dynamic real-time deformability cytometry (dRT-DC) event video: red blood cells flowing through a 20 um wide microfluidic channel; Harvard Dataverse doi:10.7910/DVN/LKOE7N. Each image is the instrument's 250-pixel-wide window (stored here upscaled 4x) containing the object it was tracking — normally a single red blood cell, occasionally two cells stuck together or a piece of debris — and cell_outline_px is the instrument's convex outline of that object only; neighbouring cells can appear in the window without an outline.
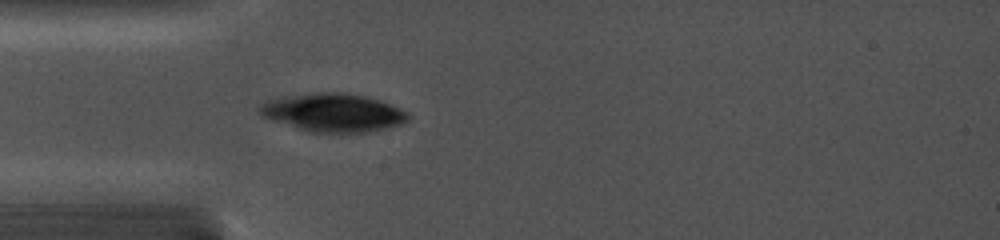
{"species": "common noctule bat (a hibernating species)", "species_latin": "Nyctalus noctula", "temperature_condition": "cold", "stored_images_in_passage": 18, "camera_frame_rate_fps": 5000, "um_per_image_px": 0.085, "animal": {"sex": "female", "body_mass_g": 19.0, "forearm_length_mm": 56.7}, "frame": {"image": 1, "passage_image": 3, "time_ms": 1.6, "image_size_px": [1000, 240], "cell_outline_px": [[408, 120], [404, 124], [388, 128], [368, 132], [308, 132], [272, 120], [264, 116], [256, 108], [260, 104], [268, 100], [280, 96], [316, 92], [344, 92], [384, 100], [408, 112]], "centroid_in_image_um": [28.34, 9.56], "position_along_channel_um": 56.7, "area_um2": 33.52}}
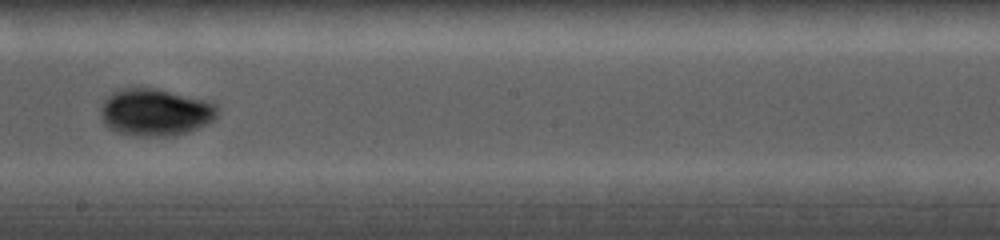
{"frame": {"image": 2, "passage_image": 9, "time_ms": 6.2, "image_size_px": [1000, 240], "cell_outline_px": [[220, 112], [208, 124], [188, 132], [172, 136], [136, 136], [116, 132], [108, 128], [104, 124], [100, 116], [100, 108], [104, 100], [116, 88], [140, 84], [204, 100], [216, 104]], "centroid_in_image_um": [13.14, 9.51], "position_along_channel_um": 235.1, "area_um2": 33.0}}
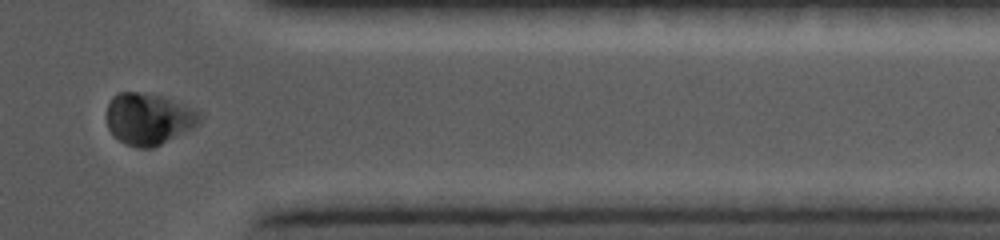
{"frame": {"image": 3, "passage_image": 15, "time_ms": 10.4, "image_size_px": [1000, 240], "cell_outline_px": [[204, 116], [192, 128], [152, 148], [136, 148], [124, 144], [108, 128], [108, 104], [112, 96], [120, 92], [136, 92], [160, 96], [196, 108], [204, 112]], "centroid_in_image_um": [12.67, 10.1], "position_along_channel_um": 398.7, "area_um2": 27.8}}